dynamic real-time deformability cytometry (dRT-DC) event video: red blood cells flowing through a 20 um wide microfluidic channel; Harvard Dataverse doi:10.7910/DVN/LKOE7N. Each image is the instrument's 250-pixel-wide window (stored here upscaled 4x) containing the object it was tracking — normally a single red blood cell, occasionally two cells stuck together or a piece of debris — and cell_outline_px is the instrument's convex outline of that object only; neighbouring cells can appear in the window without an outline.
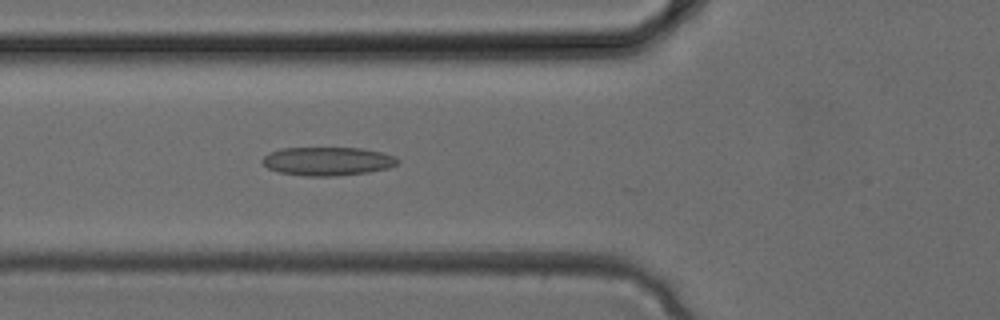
{"species": "common noctule bat (a hibernating species)", "species_latin": "Nyctalus noctula", "temperature_condition": "cold", "stored_images_in_passage": 12, "camera_frame_rate_fps": 3000, "um_per_image_px": 0.085, "animal": {"sex": "female", "body_mass_g": 24.6, "forearm_length_mm": 56.2}, "frame": {"image": 1, "passage_image": 5, "time_ms": 1.333, "image_size_px": [1000, 320], "cell_outline_px": [[400, 160], [396, 164], [388, 168], [368, 172], [332, 176], [304, 176], [280, 172], [268, 168], [260, 160], [268, 152], [280, 148], [364, 148], [396, 156]], "centroid_in_image_um": [27.83, 13.7], "position_along_channel_um": 98.0, "area_um2": 22.54}}
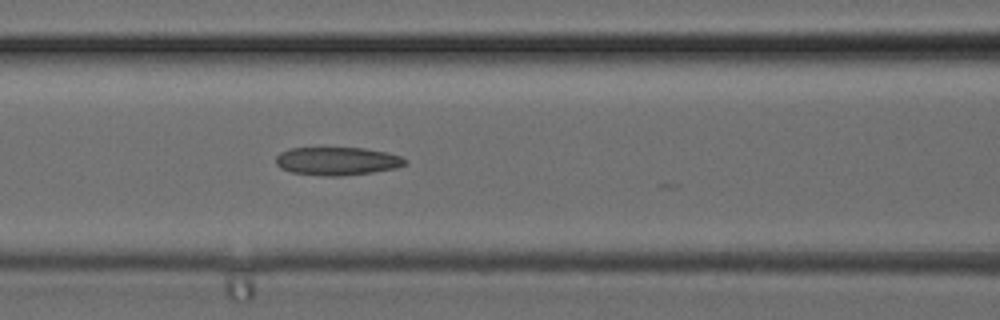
{"frame": {"image": 2, "passage_image": 7, "time_ms": 2.0, "image_size_px": [1000, 320], "cell_outline_px": [[408, 164], [396, 168], [372, 172], [340, 176], [324, 176], [292, 172], [280, 168], [276, 164], [276, 156], [280, 152], [288, 148], [364, 148], [388, 152], [400, 156], [408, 160]], "centroid_in_image_um": [28.68, 13.69], "position_along_channel_um": 137.9, "area_um2": 21.33}}
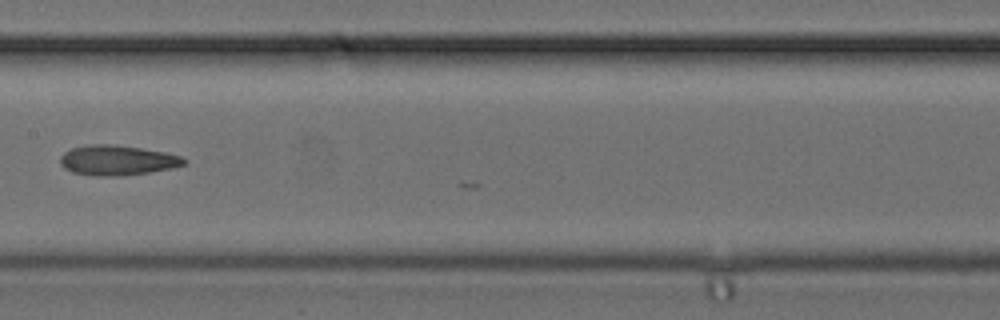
{"frame": {"image": 3, "passage_image": 10, "time_ms": 3.0, "image_size_px": [1000, 320], "cell_outline_px": [[188, 160], [184, 164], [172, 168], [148, 172], [120, 176], [96, 176], [72, 172], [64, 168], [60, 164], [60, 156], [64, 152], [72, 148], [92, 144], [112, 144], [140, 148], [164, 152], [180, 156]], "centroid_in_image_um": [9.94, 13.62], "position_along_channel_um": 197.5, "area_um2": 21.56}}